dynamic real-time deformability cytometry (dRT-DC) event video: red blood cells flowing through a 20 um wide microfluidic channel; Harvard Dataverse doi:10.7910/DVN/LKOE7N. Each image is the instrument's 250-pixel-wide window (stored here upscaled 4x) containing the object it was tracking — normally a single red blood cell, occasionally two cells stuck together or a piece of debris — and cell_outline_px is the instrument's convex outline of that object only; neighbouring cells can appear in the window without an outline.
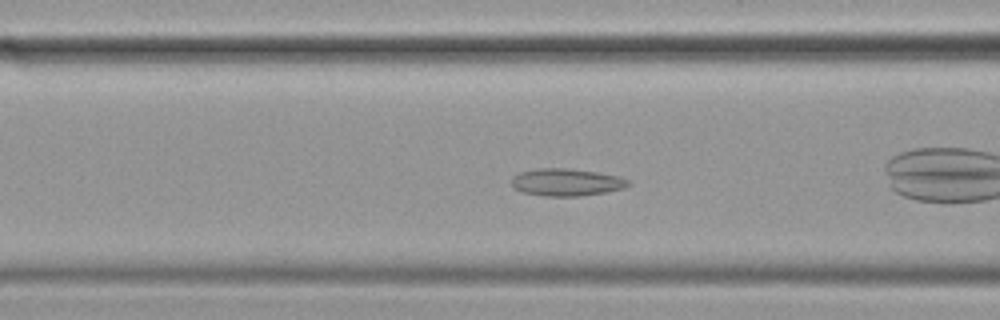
{"species": "common noctule bat (a hibernating species)", "species_latin": "Nyctalus noctula", "temperature_condition": "cold", "stored_images_in_passage": 51, "camera_frame_rate_fps": 3000, "um_per_image_px": 0.085, "animal": {"sex": "female", "body_mass_g": 19.9}, "frame": {"image": 1, "passage_image": 15, "time_ms": 4.667, "image_size_px": [1000, 320], "cell_outline_px": [[632, 184], [624, 188], [604, 192], [580, 196], [544, 196], [520, 192], [512, 188], [512, 176], [520, 172], [536, 168], [568, 168], [596, 172], [620, 176], [632, 180]], "centroid_in_image_um": [48.15, 15.49], "position_along_channel_um": 118.5, "area_um2": 18.9}}
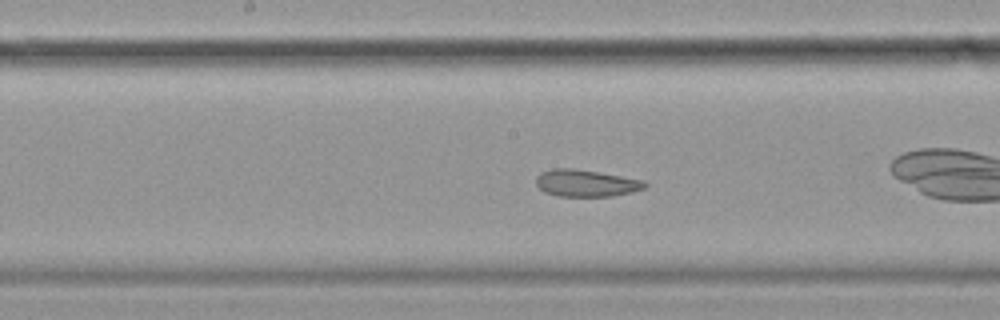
{"frame": {"image": 2, "passage_image": 22, "time_ms": 7.0, "image_size_px": [1000, 320], "cell_outline_px": [[648, 184], [644, 188], [632, 192], [612, 196], [556, 196], [544, 192], [536, 184], [536, 176], [540, 172], [552, 168], [572, 168], [600, 172], [644, 180]], "centroid_in_image_um": [49.79, 15.56], "position_along_channel_um": 198.4, "area_um2": 17.22}, "authors_computed_cell_mechanics": {"area_um2": 20.5768, "velocity_mm_per_s": 3.4306, "shape_relaxation_time_tau1_ms": null, "shape_relaxation_time_tau2_ms": 2.6981, "deformation_change_tau1": null, "deformation_change_tau2": 0.0969}}